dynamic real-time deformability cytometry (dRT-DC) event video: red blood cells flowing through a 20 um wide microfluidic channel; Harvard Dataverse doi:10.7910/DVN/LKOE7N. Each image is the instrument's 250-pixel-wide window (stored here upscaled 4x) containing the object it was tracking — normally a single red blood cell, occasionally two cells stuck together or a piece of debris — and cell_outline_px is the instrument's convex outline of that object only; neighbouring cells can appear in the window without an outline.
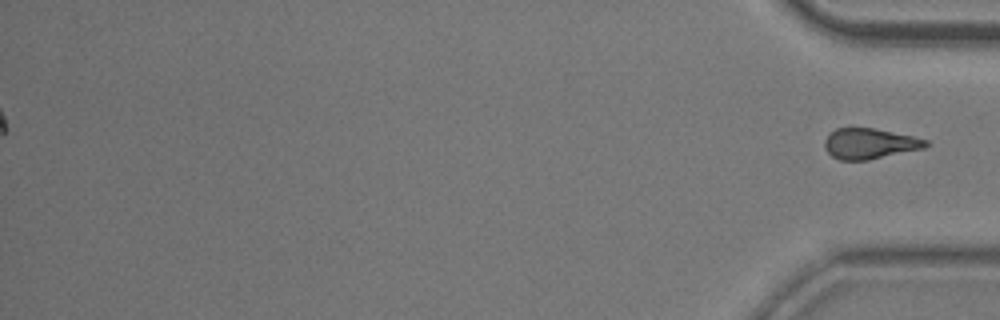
{"species": "common noctule bat (a hibernating species)", "species_latin": "Nyctalus noctula", "temperature_condition": "room temperature", "stored_images_in_passage": 55, "segment_of_instrument_passage": [2, 2], "camera_frame_rate_fps": 3000, "um_per_image_px": 0.085, "animal": {"sex": "male", "body_mass_g": 20.5, "forearm_length_mm": 52.5}, "frame": {"image": 1, "passage_image": 55, "time_ms": 18.0, "image_size_px": [1000, 320], "cell_outline_px": [[928, 144], [924, 148], [868, 160], [840, 160], [832, 156], [824, 148], [824, 140], [836, 128], [872, 128], [916, 136], [928, 140]], "centroid_in_image_um": [73.93, 12.21], "position_along_channel_um": 361.3, "area_um2": 17.98}}